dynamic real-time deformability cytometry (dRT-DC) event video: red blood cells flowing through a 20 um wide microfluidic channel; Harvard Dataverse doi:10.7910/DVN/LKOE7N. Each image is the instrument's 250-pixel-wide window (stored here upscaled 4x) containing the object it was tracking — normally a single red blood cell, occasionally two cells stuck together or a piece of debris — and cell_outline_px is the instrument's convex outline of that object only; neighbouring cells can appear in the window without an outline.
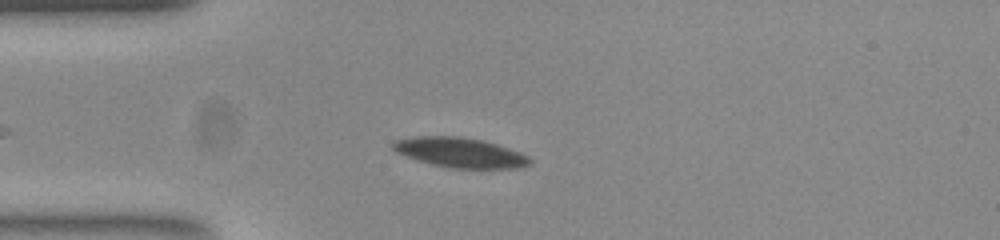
{"species": "common noctule bat (a hibernating species)", "species_latin": "Nyctalus noctula", "temperature_condition": "room temperature", "stored_images_in_passage": 46, "camera_frame_rate_fps": 3000, "um_per_image_px": 0.085, "animal": {"sex": "female", "body_mass_g": 23.0, "forearm_length_mm": 53.4}, "frame": {"image": 1, "passage_image": 6, "time_ms": 1.667, "image_size_px": [1000, 240], "cell_outline_px": [[532, 160], [528, 164], [516, 168], [452, 168], [432, 164], [396, 152], [392, 148], [392, 144], [396, 140], [416, 136], [456, 136], [480, 140], [496, 144], [520, 152], [528, 156]], "centroid_in_image_um": [39.1, 12.96], "position_along_channel_um": 45.9, "area_um2": 23.35}}
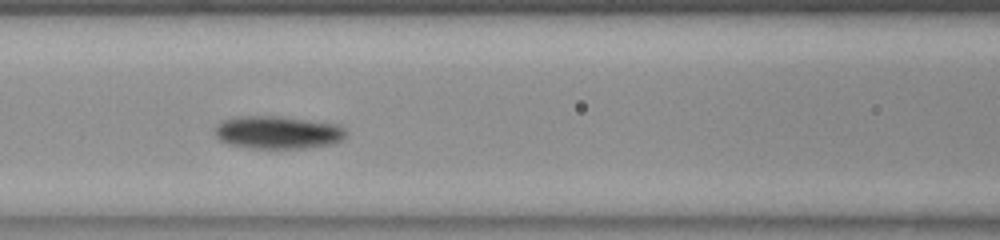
{"frame": {"image": 2, "passage_image": 15, "time_ms": 4.667, "image_size_px": [1000, 240], "cell_outline_px": [[344, 136], [340, 140], [332, 144], [308, 148], [252, 148], [232, 144], [220, 140], [216, 136], [216, 124], [224, 120], [236, 116], [280, 116], [336, 124], [344, 128]], "centroid_in_image_um": [23.6, 11.25], "position_along_channel_um": 143.0, "area_um2": 24.8}}
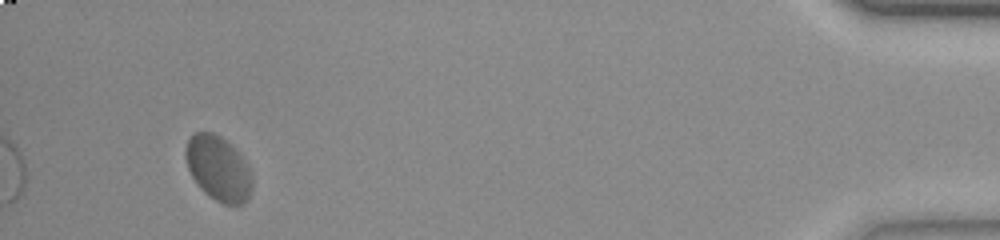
{"frame": {"image": 3, "passage_image": 43, "time_ms": 14.0, "image_size_px": [1000, 240], "cell_outline_px": [[252, 188], [248, 200], [244, 204], [224, 204], [208, 196], [200, 188], [192, 176], [188, 168], [184, 156], [184, 152], [188, 140], [196, 132], [212, 132], [220, 136], [232, 144], [248, 168], [252, 180]], "centroid_in_image_um": [18.54, 14.32], "position_along_channel_um": 416.7, "area_um2": 25.03}, "authors_computed_cell_mechanics": {"area_um2": 24.0737, "velocity_mm_per_s": 3.7555, "shape_relaxation_time_tau1_ms": 4.9572, "shape_relaxation_time_tau2_ms": null, "deformation_change_tau1": 0.0994, "deformation_change_tau2": null}}